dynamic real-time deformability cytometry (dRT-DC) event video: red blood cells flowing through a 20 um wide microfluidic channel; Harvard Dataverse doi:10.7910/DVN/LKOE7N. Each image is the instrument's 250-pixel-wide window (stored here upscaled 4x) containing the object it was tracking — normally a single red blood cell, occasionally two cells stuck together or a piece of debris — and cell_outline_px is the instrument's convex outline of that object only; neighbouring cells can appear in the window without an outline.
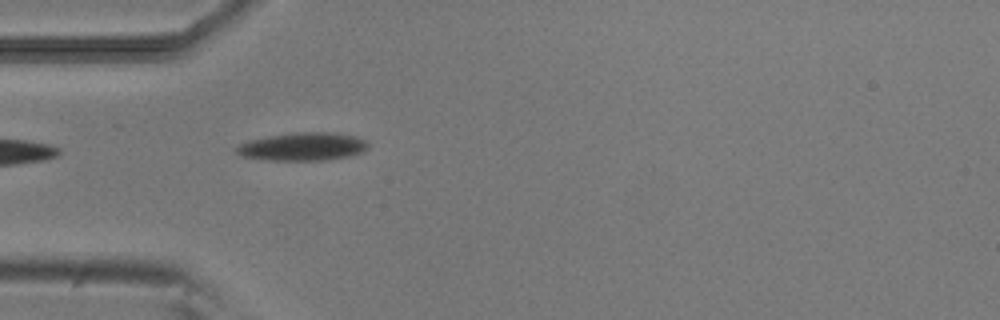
{"species": "common noctule bat (a hibernating species)", "species_latin": "Nyctalus noctula", "temperature_condition": "room temperature", "stored_images_in_passage": 42, "camera_frame_rate_fps": 3000, "um_per_image_px": 0.085, "animal": {"sex": "male", "body_mass_g": 20.5, "forearm_length_mm": 52.5}, "frame": {"image": 1, "passage_image": 1, "time_ms": 0.0, "image_size_px": [1000, 320], "cell_outline_px": [[368, 148], [364, 152], [348, 156], [324, 160], [268, 160], [244, 156], [236, 152], [232, 148], [248, 140], [268, 136], [296, 132], [332, 132], [356, 136], [364, 140], [368, 144]], "centroid_in_image_um": [25.73, 12.45], "position_along_channel_um": 59.3, "area_um2": 21.56}}
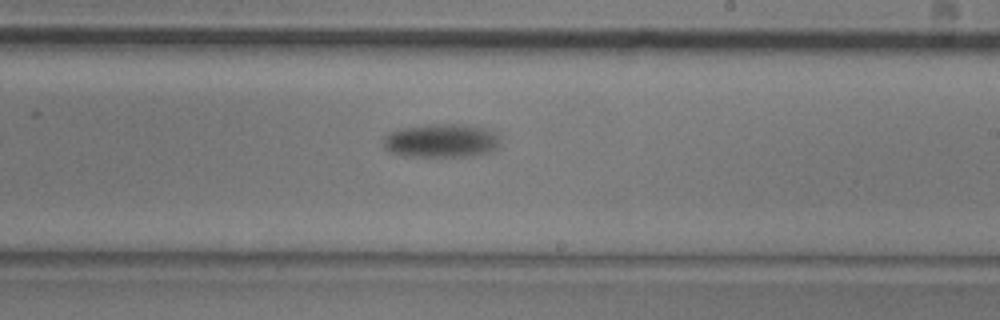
{"frame": {"image": 2, "passage_image": 18, "time_ms": 5.667, "image_size_px": [1000, 320], "cell_outline_px": [[500, 144], [492, 152], [472, 156], [408, 156], [392, 152], [384, 148], [384, 136], [400, 128], [428, 124], [468, 124], [484, 128], [496, 132], [500, 136]], "centroid_in_image_um": [37.58, 11.95], "position_along_channel_um": 251.4, "area_um2": 23.12}}
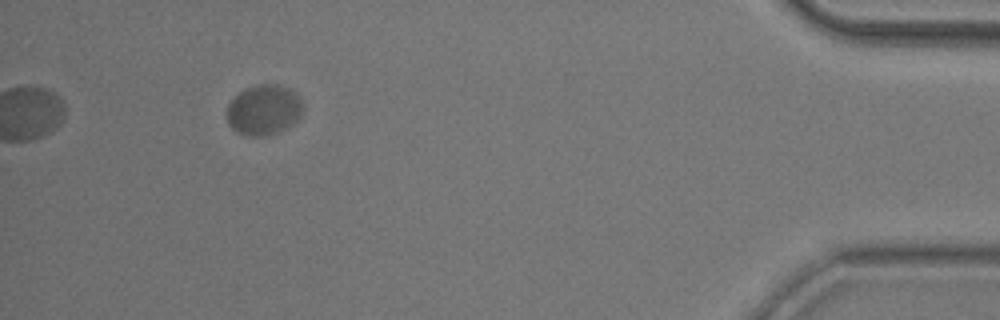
{"frame": {"image": 3, "passage_image": 38, "time_ms": 12.333, "image_size_px": [1000, 320], "cell_outline_px": [[304, 104], [300, 116], [292, 124], [276, 132], [264, 136], [244, 136], [236, 132], [228, 124], [228, 104], [244, 88], [256, 84], [280, 84], [296, 92]], "centroid_in_image_um": [22.43, 9.32], "position_along_channel_um": 412.8, "area_um2": 22.37}, "authors_computed_cell_mechanics": {"area_um2": 22.3686, "velocity_mm_per_s": 3.4388, "shape_relaxation_time_tau1_ms": 5.0312, "shape_relaxation_time_tau2_ms": null, "deformation_change_tau1": 0.1266, "deformation_change_tau2": null}}